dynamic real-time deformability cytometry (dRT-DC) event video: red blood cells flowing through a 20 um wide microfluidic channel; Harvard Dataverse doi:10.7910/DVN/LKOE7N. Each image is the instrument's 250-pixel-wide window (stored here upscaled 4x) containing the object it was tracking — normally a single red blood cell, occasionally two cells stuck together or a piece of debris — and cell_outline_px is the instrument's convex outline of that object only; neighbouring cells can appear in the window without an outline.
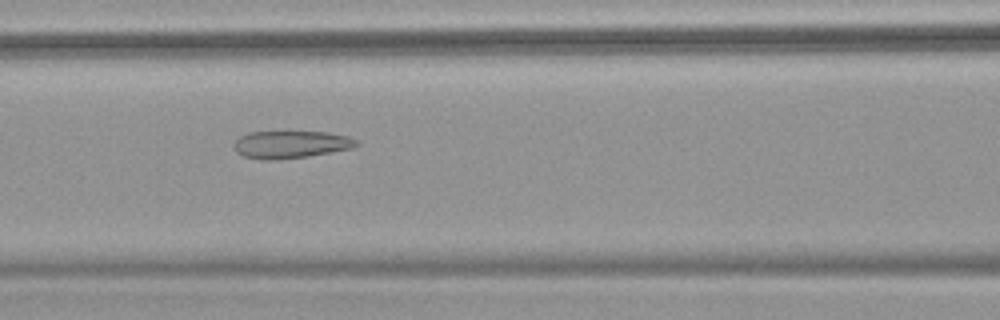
{"species": "common noctule bat (a hibernating species)", "species_latin": "Nyctalus noctula", "temperature_condition": "warm", "stored_images_in_passage": 40, "camera_frame_rate_fps": 3000, "um_per_image_px": 0.085, "animal": {"sex": "female", "body_mass_g": 18.4}, "frame": {"image": 1, "passage_image": 9, "time_ms": 2.667, "image_size_px": [1000, 320], "cell_outline_px": [[360, 144], [352, 148], [332, 152], [308, 156], [276, 160], [264, 160], [244, 156], [236, 152], [232, 144], [240, 136], [248, 132], [284, 128], [328, 132], [348, 136], [356, 140]], "centroid_in_image_um": [24.69, 12.22], "position_along_channel_um": 141.9, "area_um2": 20.81}}
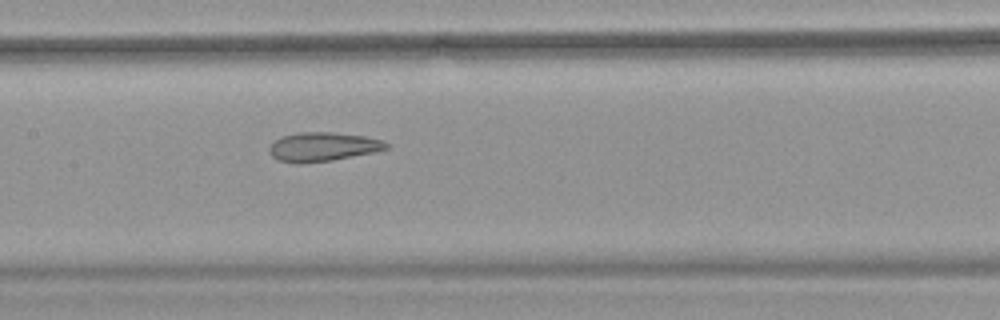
{"frame": {"image": 2, "passage_image": 12, "time_ms": 3.667, "image_size_px": [1000, 320], "cell_outline_px": [[388, 148], [376, 152], [332, 160], [300, 164], [296, 164], [280, 160], [272, 156], [268, 148], [280, 136], [300, 132], [332, 132], [364, 136], [384, 140], [388, 144]], "centroid_in_image_um": [27.45, 12.48], "position_along_channel_um": 179.9, "area_um2": 19.83}}
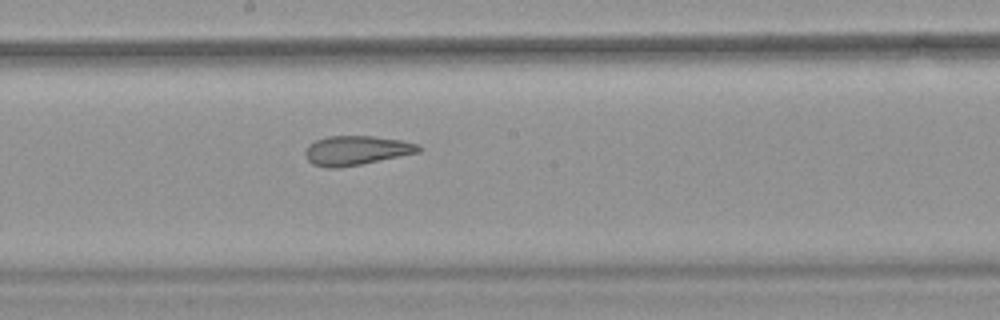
{"frame": {"image": 3, "passage_image": 15, "time_ms": 4.667, "image_size_px": [1000, 320], "cell_outline_px": [[424, 148], [420, 152], [360, 164], [336, 168], [328, 168], [312, 164], [308, 160], [304, 152], [308, 144], [316, 140], [328, 136], [372, 136], [400, 140], [420, 144]], "centroid_in_image_um": [30.3, 12.78], "position_along_channel_um": 217.9, "area_um2": 19.36}}